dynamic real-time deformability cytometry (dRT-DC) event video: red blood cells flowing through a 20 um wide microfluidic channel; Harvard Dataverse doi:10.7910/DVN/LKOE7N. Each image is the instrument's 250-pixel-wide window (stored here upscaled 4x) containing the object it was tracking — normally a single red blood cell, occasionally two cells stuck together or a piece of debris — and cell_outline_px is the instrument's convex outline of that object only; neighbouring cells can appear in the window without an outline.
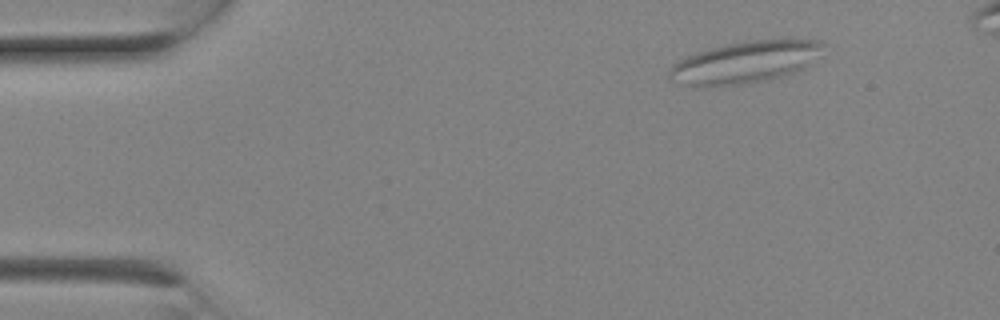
{"species": "Egyptian fruit bat (a non-hibernating species)", "species_latin": "Rousettus aegyptiacus", "temperature_condition": "room temperature", "stored_images_in_passage": 6, "camera_frame_rate_fps": 3000, "um_per_image_px": 0.085, "animal": {"sex": "female"}, "frame": {"image": 1, "passage_image": 1, "time_ms": 0.0, "image_size_px": [1000, 320], "cell_outline_px": [[824, 44], [812, 64], [804, 68], [784, 76], [744, 84], [700, 88], [672, 80], [668, 76], [668, 72], [672, 64], [696, 52], [728, 44], [752, 40], [804, 36], [820, 40]], "centroid_in_image_um": [63.41, 5.26], "position_along_channel_um": 21.6, "area_um2": 38.32}}